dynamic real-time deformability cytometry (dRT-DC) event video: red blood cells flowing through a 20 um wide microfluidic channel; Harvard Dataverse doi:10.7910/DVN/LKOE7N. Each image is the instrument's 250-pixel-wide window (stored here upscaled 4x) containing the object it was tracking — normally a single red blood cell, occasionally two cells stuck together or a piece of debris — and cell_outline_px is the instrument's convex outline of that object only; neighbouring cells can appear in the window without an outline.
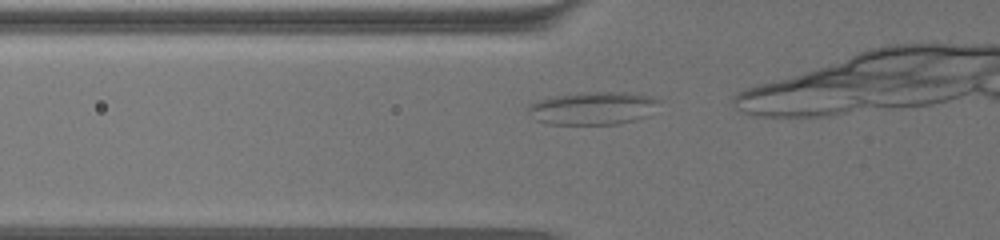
{"species": "common noctule bat (a hibernating species)", "species_latin": "Nyctalus noctula", "temperature_condition": "warm", "stored_images_in_passage": 17, "camera_frame_rate_fps": 3000, "um_per_image_px": 0.085, "animal": {"sex": "female", "body_mass_g": 19.5, "forearm_length_mm": 54.1}, "frame": {"image": 1, "passage_image": 8, "time_ms": 2.333, "image_size_px": [1000, 240], "cell_outline_px": [[660, 100], [644, 116], [636, 120], [616, 124], [548, 124], [536, 120], [528, 112], [528, 104], [536, 100], [556, 96], [580, 92], [628, 92], [652, 96]], "centroid_in_image_um": [50.33, 9.19], "position_along_channel_um": 75.5, "area_um2": 24.91}}
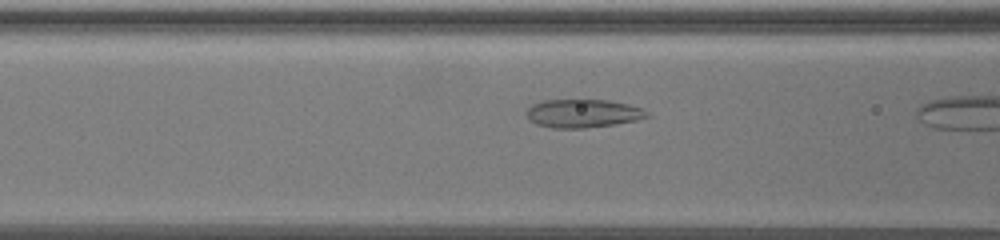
{"frame": {"image": 2, "passage_image": 12, "time_ms": 3.667, "image_size_px": [1000, 240], "cell_outline_px": [[652, 116], [636, 120], [616, 124], [584, 128], [552, 128], [536, 124], [528, 120], [528, 108], [532, 104], [544, 100], [608, 100], [628, 104], [644, 108]], "centroid_in_image_um": [49.58, 9.64], "position_along_channel_um": 117.0, "area_um2": 20.0}}
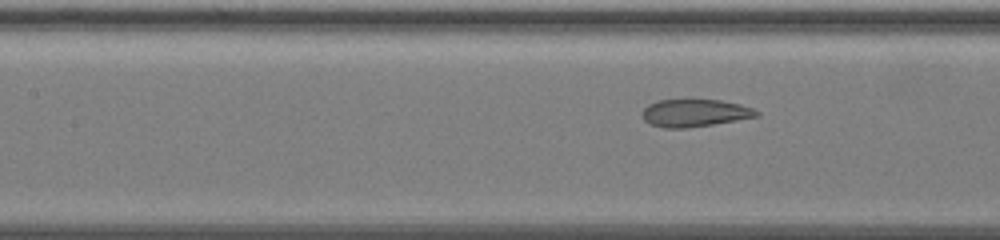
{"frame": {"image": 3, "passage_image": 15, "time_ms": 4.667, "image_size_px": [1000, 240], "cell_outline_px": [[760, 116], [688, 128], [664, 128], [648, 124], [640, 116], [640, 112], [648, 104], [660, 100], [720, 100], [740, 104], [752, 108], [760, 112]], "centroid_in_image_um": [59.01, 9.61], "position_along_channel_um": 148.4, "area_um2": 18.44}}